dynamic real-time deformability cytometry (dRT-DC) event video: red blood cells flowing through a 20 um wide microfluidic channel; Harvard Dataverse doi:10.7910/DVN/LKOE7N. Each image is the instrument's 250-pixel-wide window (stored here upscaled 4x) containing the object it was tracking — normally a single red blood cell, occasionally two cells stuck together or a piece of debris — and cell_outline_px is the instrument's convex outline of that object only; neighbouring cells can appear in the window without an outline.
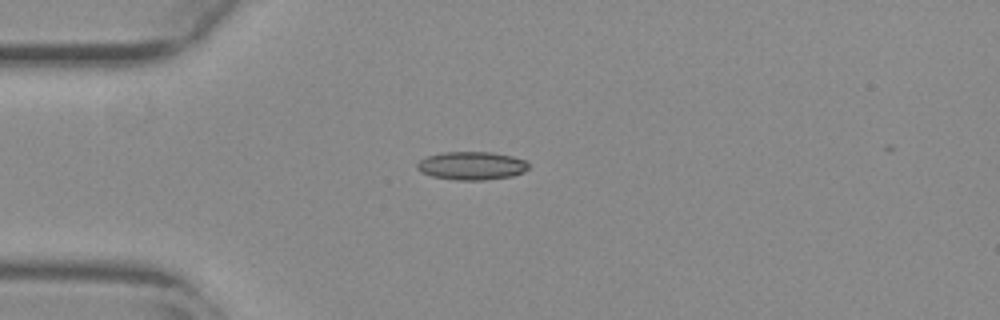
{"species": "common noctule bat (a hibernating species)", "species_latin": "Nyctalus noctula", "temperature_condition": "warm", "stored_images_in_passage": 8, "camera_frame_rate_fps": 3000, "um_per_image_px": 0.085, "animal": {"sex": "female", "body_mass_g": 29.2, "forearm_length_mm": 56.3}, "frame": {"image": 1, "passage_image": 1, "time_ms": 0.0, "image_size_px": [1000, 320], "cell_outline_px": [[528, 168], [524, 172], [512, 176], [484, 180], [456, 180], [432, 176], [420, 172], [416, 168], [416, 164], [420, 160], [428, 156], [444, 152], [492, 152], [512, 156], [524, 160], [528, 164]], "centroid_in_image_um": [40.08, 14.09], "position_along_channel_um": 44.9, "area_um2": 18.32}}
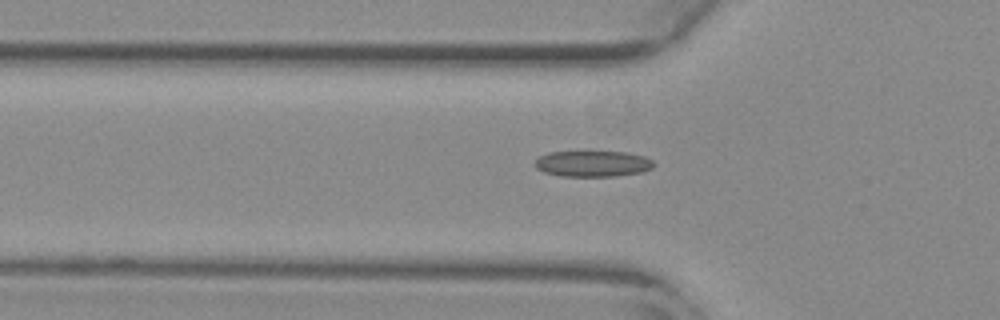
{"frame": {"image": 2, "passage_image": 5, "time_ms": 1.333, "image_size_px": [1000, 320], "cell_outline_px": [[656, 164], [652, 168], [644, 172], [616, 176], [560, 176], [544, 172], [536, 168], [532, 164], [540, 156], [548, 152], [628, 152], [644, 156], [652, 160]], "centroid_in_image_um": [50.4, 13.92], "position_along_channel_um": 75.4, "area_um2": 18.15}}
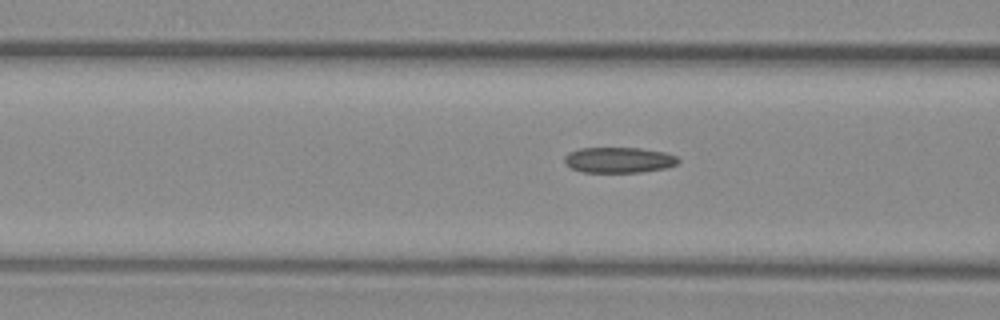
{"frame": {"image": 3, "passage_image": 8, "time_ms": 2.333, "image_size_px": [1000, 320], "cell_outline_px": [[680, 160], [676, 164], [668, 168], [640, 172], [584, 172], [572, 168], [564, 160], [564, 156], [568, 152], [580, 148], [640, 148], [664, 152], [676, 156]], "centroid_in_image_um": [52.62, 13.59], "position_along_channel_um": 114.0, "area_um2": 16.94}}